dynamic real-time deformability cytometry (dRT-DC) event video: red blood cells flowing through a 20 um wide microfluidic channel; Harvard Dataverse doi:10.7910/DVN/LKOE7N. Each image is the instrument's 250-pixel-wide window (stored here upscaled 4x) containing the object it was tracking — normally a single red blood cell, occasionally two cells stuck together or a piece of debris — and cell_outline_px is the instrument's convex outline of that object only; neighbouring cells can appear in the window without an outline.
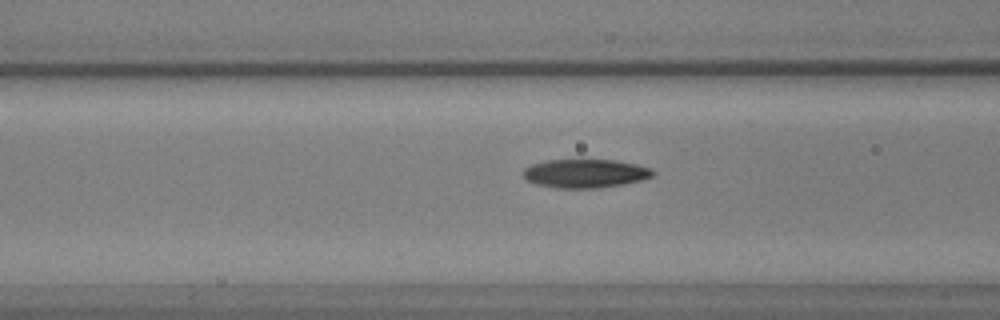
{"species": "common noctule bat (a hibernating species)", "species_latin": "Nyctalus noctula", "temperature_condition": "warm", "stored_images_in_passage": 59, "camera_frame_rate_fps": 3000, "um_per_image_px": 0.085, "animal": {"sex": "male", "body_mass_g": 17.9, "forearm_length_mm": 54.2}, "frame": {"image": 1, "passage_image": 24, "time_ms": 7.667, "image_size_px": [1000, 320], "cell_outline_px": [[656, 172], [652, 176], [640, 180], [624, 184], [596, 188], [556, 188], [536, 184], [524, 180], [520, 172], [524, 168], [532, 164], [544, 160], [616, 160], [636, 164], [652, 168]], "centroid_in_image_um": [49.69, 14.74], "position_along_channel_um": 116.9, "area_um2": 21.91}}
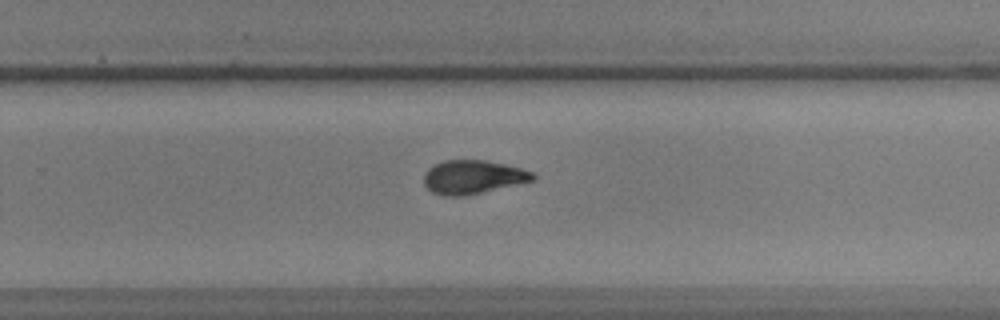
{"frame": {"image": 2, "passage_image": 39, "time_ms": 12.667, "image_size_px": [1000, 320], "cell_outline_px": [[536, 180], [480, 192], [460, 196], [444, 196], [432, 192], [424, 184], [424, 172], [428, 168], [444, 160], [484, 160], [504, 164], [520, 168], [532, 172], [536, 176]], "centroid_in_image_um": [40.18, 15.04], "position_along_channel_um": 289.6, "area_um2": 21.15}}
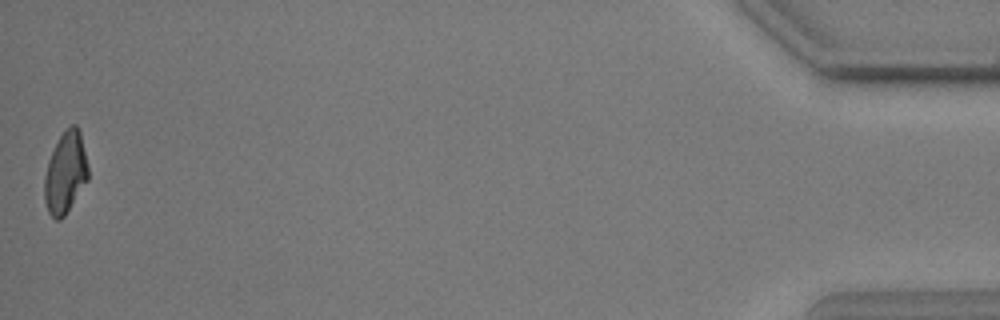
{"frame": {"image": 3, "passage_image": 59, "time_ms": 19.333, "image_size_px": [1000, 320], "cell_outline_px": [[88, 180], [64, 216], [60, 220], [56, 220], [48, 212], [44, 200], [44, 180], [48, 160], [60, 136], [72, 124], [76, 124], [80, 132], [88, 164]], "centroid_in_image_um": [5.56, 14.7], "position_along_channel_um": 429.6, "area_um2": 20.58}}